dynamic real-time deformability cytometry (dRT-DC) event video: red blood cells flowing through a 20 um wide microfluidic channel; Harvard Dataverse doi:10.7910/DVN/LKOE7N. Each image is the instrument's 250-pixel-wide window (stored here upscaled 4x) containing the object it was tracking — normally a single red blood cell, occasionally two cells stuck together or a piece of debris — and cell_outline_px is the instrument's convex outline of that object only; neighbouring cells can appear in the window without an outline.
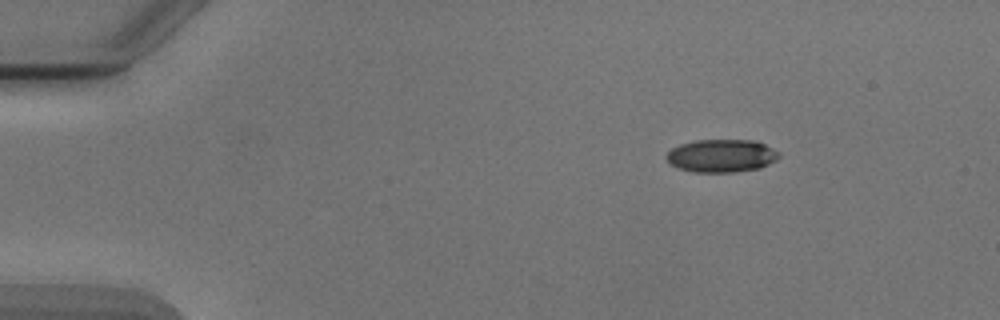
{"species": "Egyptian fruit bat (a non-hibernating species)", "species_latin": "Rousettus aegyptiacus", "temperature_condition": "cold", "stored_images_in_passage": 4, "camera_frame_rate_fps": 3000, "um_per_image_px": 0.085, "animal": {"sex": "male"}, "frame": {"image": 1, "passage_image": 1, "time_ms": 0.0, "image_size_px": [1000, 320], "cell_outline_px": [[780, 156], [776, 160], [760, 168], [736, 172], [692, 172], [680, 168], [672, 164], [664, 156], [672, 148], [680, 144], [696, 140], [752, 140], [764, 144], [780, 152]], "centroid_in_image_um": [61.34, 13.24], "position_along_channel_um": 23.7, "area_um2": 21.56}}
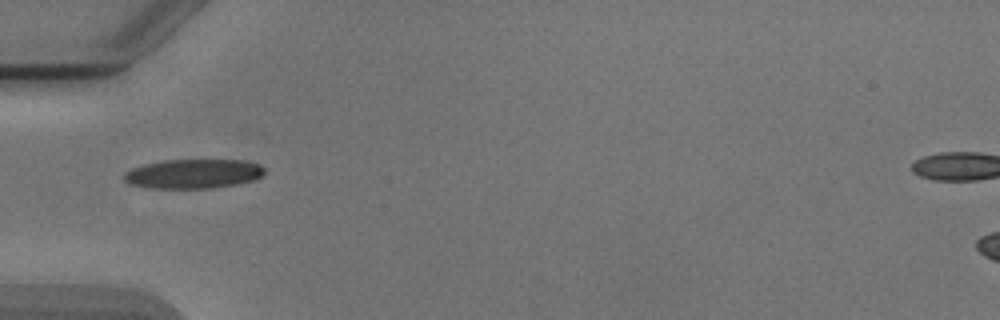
{"frame": {"image": 2, "passage_image": 4, "time_ms": 3.333, "image_size_px": [1000, 320], "cell_outline_px": [[264, 172], [260, 176], [252, 180], [236, 184], [212, 188], [152, 188], [132, 184], [124, 180], [124, 172], [132, 168], [144, 164], [164, 160], [244, 160], [260, 164], [264, 168]], "centroid_in_image_um": [16.43, 14.76], "position_along_channel_um": 68.6, "area_um2": 23.87}}